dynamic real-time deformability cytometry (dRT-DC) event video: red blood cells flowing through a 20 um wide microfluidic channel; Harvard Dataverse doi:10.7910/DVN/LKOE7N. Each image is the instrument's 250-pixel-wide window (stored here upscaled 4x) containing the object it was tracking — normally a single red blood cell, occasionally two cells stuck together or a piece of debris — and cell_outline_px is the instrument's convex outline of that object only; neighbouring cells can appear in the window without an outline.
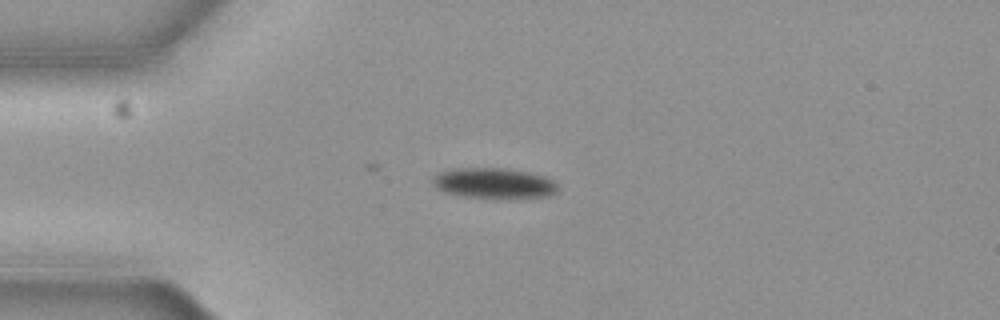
{"species": "common noctule bat (a hibernating species)", "species_latin": "Nyctalus noctula", "temperature_condition": "cold", "stored_images_in_passage": 5, "camera_frame_rate_fps": 3000, "um_per_image_px": 0.085, "animal": {"sex": "female", "body_mass_g": 19.3, "forearm_length_mm": 54.1}, "frame": {"image": 1, "passage_image": 4, "time_ms": 1.0, "image_size_px": [1000, 320], "cell_outline_px": [[560, 188], [556, 192], [548, 196], [464, 196], [444, 192], [436, 188], [432, 184], [432, 180], [436, 172], [452, 168], [500, 168], [528, 172], [544, 176], [560, 184]], "centroid_in_image_um": [41.94, 15.53], "position_along_channel_um": 43.1, "area_um2": 21.73}}